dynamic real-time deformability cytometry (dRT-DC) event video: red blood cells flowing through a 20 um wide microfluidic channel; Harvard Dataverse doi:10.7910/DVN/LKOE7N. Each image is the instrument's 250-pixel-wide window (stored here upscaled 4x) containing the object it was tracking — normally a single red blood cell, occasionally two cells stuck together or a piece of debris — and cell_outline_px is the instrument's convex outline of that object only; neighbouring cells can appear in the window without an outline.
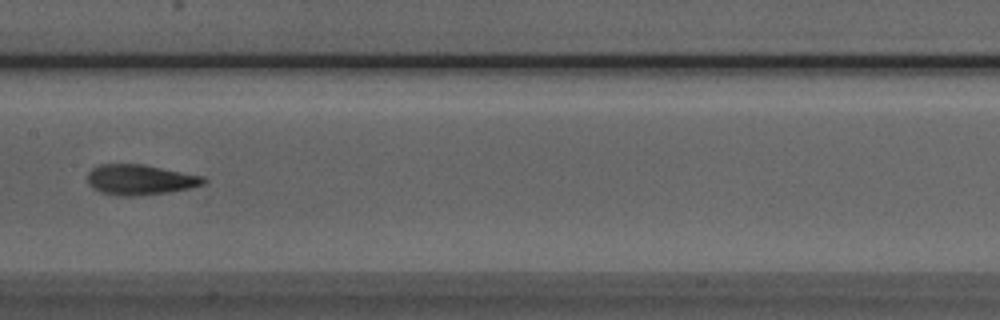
{"species": "Egyptian fruit bat (a non-hibernating species)", "species_latin": "Rousettus aegyptiacus", "temperature_condition": "room temperature", "stored_images_in_passage": 6, "camera_frame_rate_fps": 3000, "um_per_image_px": 0.085, "animal": {"sex": "male"}, "frame": {"image": 1, "passage_image": 6, "time_ms": 6.667, "image_size_px": [1000, 320], "cell_outline_px": [[208, 180], [204, 184], [188, 188], [168, 192], [136, 196], [116, 196], [100, 192], [92, 188], [88, 184], [88, 172], [92, 168], [100, 164], [144, 164], [204, 176]], "centroid_in_image_um": [11.89, 15.27], "position_along_channel_um": 195.5, "area_um2": 20.69}}